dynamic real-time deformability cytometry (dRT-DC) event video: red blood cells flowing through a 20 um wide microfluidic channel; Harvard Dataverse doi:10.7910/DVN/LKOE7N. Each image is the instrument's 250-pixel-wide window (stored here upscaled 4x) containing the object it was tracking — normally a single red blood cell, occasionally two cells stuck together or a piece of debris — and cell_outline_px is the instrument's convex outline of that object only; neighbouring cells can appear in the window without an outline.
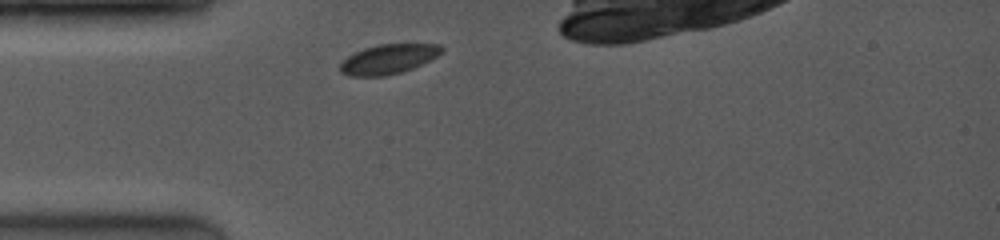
{"species": "common noctule bat (a hibernating species)", "species_latin": "Nyctalus noctula", "temperature_condition": "room temperature", "stored_images_in_passage": 6, "camera_frame_rate_fps": 4000, "um_per_image_px": 0.085, "animal": {"sex": "female", "body_mass_g": 19.0, "forearm_length_mm": 53.3}, "frame": {"image": 1, "passage_image": 1, "time_ms": 0.0, "image_size_px": [1000, 240], "cell_outline_px": [[444, 52], [412, 68], [400, 72], [384, 76], [348, 76], [340, 72], [340, 64], [348, 56], [364, 48], [380, 44], [440, 44], [444, 48]], "centroid_in_image_um": [33.01, 5.02], "position_along_channel_um": 52.0, "area_um2": 17.34}}
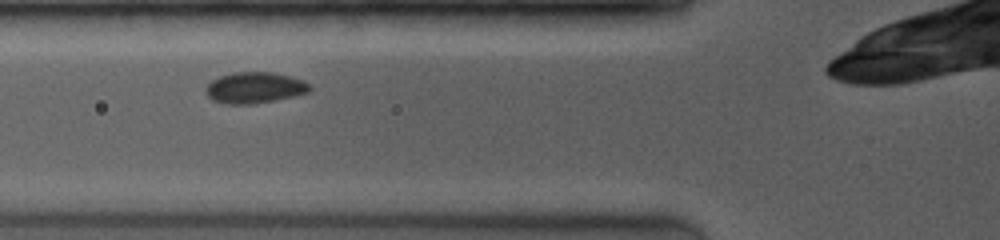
{"frame": {"image": 2, "passage_image": 4, "time_ms": 1.5, "image_size_px": [1000, 240], "cell_outline_px": [[312, 88], [308, 92], [276, 100], [256, 104], [224, 104], [212, 100], [208, 96], [208, 84], [212, 80], [220, 76], [236, 72], [272, 72], [288, 76], [300, 80], [308, 84]], "centroid_in_image_um": [21.63, 7.47], "position_along_channel_um": 104.2, "area_um2": 18.55}}
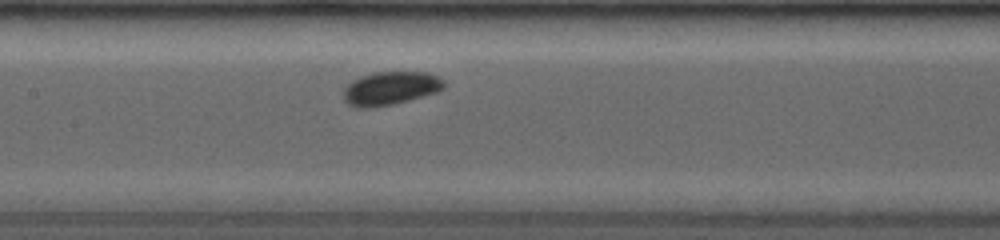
{"frame": {"image": 3, "passage_image": 6, "time_ms": 3.25, "image_size_px": [1000, 240], "cell_outline_px": [[444, 88], [436, 92], [408, 100], [376, 108], [356, 108], [348, 104], [344, 100], [344, 88], [348, 84], [364, 76], [380, 72], [424, 72], [436, 76], [444, 84]], "centroid_in_image_um": [33.15, 7.53], "position_along_channel_um": 174.2, "area_um2": 19.13}}